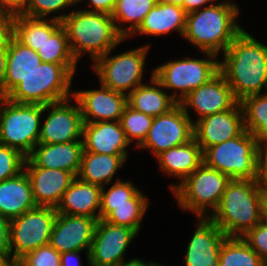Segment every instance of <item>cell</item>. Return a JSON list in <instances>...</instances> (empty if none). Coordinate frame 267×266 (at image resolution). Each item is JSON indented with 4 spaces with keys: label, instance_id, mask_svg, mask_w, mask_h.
<instances>
[{
    "label": "cell",
    "instance_id": "cell-1",
    "mask_svg": "<svg viewBox=\"0 0 267 266\" xmlns=\"http://www.w3.org/2000/svg\"><path fill=\"white\" fill-rule=\"evenodd\" d=\"M219 72L232 88L235 99L267 92V46L243 30L223 52Z\"/></svg>",
    "mask_w": 267,
    "mask_h": 266
},
{
    "label": "cell",
    "instance_id": "cell-2",
    "mask_svg": "<svg viewBox=\"0 0 267 266\" xmlns=\"http://www.w3.org/2000/svg\"><path fill=\"white\" fill-rule=\"evenodd\" d=\"M52 19L62 22L71 52L77 62L83 52L91 54L94 62L125 41L109 14L82 9L54 16Z\"/></svg>",
    "mask_w": 267,
    "mask_h": 266
},
{
    "label": "cell",
    "instance_id": "cell-3",
    "mask_svg": "<svg viewBox=\"0 0 267 266\" xmlns=\"http://www.w3.org/2000/svg\"><path fill=\"white\" fill-rule=\"evenodd\" d=\"M239 10L235 3L224 1L187 13L183 38L203 52L218 55L244 30L236 22Z\"/></svg>",
    "mask_w": 267,
    "mask_h": 266
},
{
    "label": "cell",
    "instance_id": "cell-4",
    "mask_svg": "<svg viewBox=\"0 0 267 266\" xmlns=\"http://www.w3.org/2000/svg\"><path fill=\"white\" fill-rule=\"evenodd\" d=\"M263 194L255 180L231 179L208 217L227 237H242L262 222Z\"/></svg>",
    "mask_w": 267,
    "mask_h": 266
},
{
    "label": "cell",
    "instance_id": "cell-5",
    "mask_svg": "<svg viewBox=\"0 0 267 266\" xmlns=\"http://www.w3.org/2000/svg\"><path fill=\"white\" fill-rule=\"evenodd\" d=\"M77 64H55L42 62L30 75L6 96L21 104L47 105L61 102L70 94V87Z\"/></svg>",
    "mask_w": 267,
    "mask_h": 266
},
{
    "label": "cell",
    "instance_id": "cell-6",
    "mask_svg": "<svg viewBox=\"0 0 267 266\" xmlns=\"http://www.w3.org/2000/svg\"><path fill=\"white\" fill-rule=\"evenodd\" d=\"M230 180L203 162L182 182L170 186L181 209L195 212L197 217H208L218 207Z\"/></svg>",
    "mask_w": 267,
    "mask_h": 266
},
{
    "label": "cell",
    "instance_id": "cell-7",
    "mask_svg": "<svg viewBox=\"0 0 267 266\" xmlns=\"http://www.w3.org/2000/svg\"><path fill=\"white\" fill-rule=\"evenodd\" d=\"M0 143L28 157L38 144L45 105L21 104L0 96Z\"/></svg>",
    "mask_w": 267,
    "mask_h": 266
},
{
    "label": "cell",
    "instance_id": "cell-8",
    "mask_svg": "<svg viewBox=\"0 0 267 266\" xmlns=\"http://www.w3.org/2000/svg\"><path fill=\"white\" fill-rule=\"evenodd\" d=\"M260 144L246 129L230 140L208 147L203 162L230 179L255 180Z\"/></svg>",
    "mask_w": 267,
    "mask_h": 266
},
{
    "label": "cell",
    "instance_id": "cell-9",
    "mask_svg": "<svg viewBox=\"0 0 267 266\" xmlns=\"http://www.w3.org/2000/svg\"><path fill=\"white\" fill-rule=\"evenodd\" d=\"M208 59L186 58L170 61L153 70V76L164 89H173L171 97L180 103L190 92L208 83L219 73L216 54L204 52ZM178 90L180 91L178 96Z\"/></svg>",
    "mask_w": 267,
    "mask_h": 266
},
{
    "label": "cell",
    "instance_id": "cell-10",
    "mask_svg": "<svg viewBox=\"0 0 267 266\" xmlns=\"http://www.w3.org/2000/svg\"><path fill=\"white\" fill-rule=\"evenodd\" d=\"M56 216V208L37 206L10 220V258L13 263L49 244Z\"/></svg>",
    "mask_w": 267,
    "mask_h": 266
},
{
    "label": "cell",
    "instance_id": "cell-11",
    "mask_svg": "<svg viewBox=\"0 0 267 266\" xmlns=\"http://www.w3.org/2000/svg\"><path fill=\"white\" fill-rule=\"evenodd\" d=\"M149 45L128 50L110 57L108 52L96 59L93 69L98 74L100 85L129 95L142 83L146 55ZM128 91V92H127Z\"/></svg>",
    "mask_w": 267,
    "mask_h": 266
},
{
    "label": "cell",
    "instance_id": "cell-12",
    "mask_svg": "<svg viewBox=\"0 0 267 266\" xmlns=\"http://www.w3.org/2000/svg\"><path fill=\"white\" fill-rule=\"evenodd\" d=\"M193 120L177 103L168 112L153 117L146 139L139 147L151 149L155 156L161 152L188 143L194 138Z\"/></svg>",
    "mask_w": 267,
    "mask_h": 266
},
{
    "label": "cell",
    "instance_id": "cell-13",
    "mask_svg": "<svg viewBox=\"0 0 267 266\" xmlns=\"http://www.w3.org/2000/svg\"><path fill=\"white\" fill-rule=\"evenodd\" d=\"M137 234L131 228L99 219L90 249V266H119L125 261V251Z\"/></svg>",
    "mask_w": 267,
    "mask_h": 266
},
{
    "label": "cell",
    "instance_id": "cell-14",
    "mask_svg": "<svg viewBox=\"0 0 267 266\" xmlns=\"http://www.w3.org/2000/svg\"><path fill=\"white\" fill-rule=\"evenodd\" d=\"M67 99L61 102L45 105L48 115L40 127L38 143L57 144L82 141L83 120L79 103L71 106Z\"/></svg>",
    "mask_w": 267,
    "mask_h": 266
},
{
    "label": "cell",
    "instance_id": "cell-15",
    "mask_svg": "<svg viewBox=\"0 0 267 266\" xmlns=\"http://www.w3.org/2000/svg\"><path fill=\"white\" fill-rule=\"evenodd\" d=\"M97 220L85 216L57 213L49 244L60 254L86 250L90 266V249Z\"/></svg>",
    "mask_w": 267,
    "mask_h": 266
},
{
    "label": "cell",
    "instance_id": "cell-16",
    "mask_svg": "<svg viewBox=\"0 0 267 266\" xmlns=\"http://www.w3.org/2000/svg\"><path fill=\"white\" fill-rule=\"evenodd\" d=\"M245 130L240 102L231 109L208 115L193 124L194 139L204 152L208 147L239 136Z\"/></svg>",
    "mask_w": 267,
    "mask_h": 266
},
{
    "label": "cell",
    "instance_id": "cell-17",
    "mask_svg": "<svg viewBox=\"0 0 267 266\" xmlns=\"http://www.w3.org/2000/svg\"><path fill=\"white\" fill-rule=\"evenodd\" d=\"M100 89L73 92L79 103L83 123L120 121L127 104V95L116 92L103 85Z\"/></svg>",
    "mask_w": 267,
    "mask_h": 266
},
{
    "label": "cell",
    "instance_id": "cell-18",
    "mask_svg": "<svg viewBox=\"0 0 267 266\" xmlns=\"http://www.w3.org/2000/svg\"><path fill=\"white\" fill-rule=\"evenodd\" d=\"M238 101L225 77L219 72L208 83L190 92L181 102L185 113L189 116L188 107L197 112L201 118L231 109Z\"/></svg>",
    "mask_w": 267,
    "mask_h": 266
},
{
    "label": "cell",
    "instance_id": "cell-19",
    "mask_svg": "<svg viewBox=\"0 0 267 266\" xmlns=\"http://www.w3.org/2000/svg\"><path fill=\"white\" fill-rule=\"evenodd\" d=\"M198 220L186 247L185 266H219V252L227 235L209 217Z\"/></svg>",
    "mask_w": 267,
    "mask_h": 266
},
{
    "label": "cell",
    "instance_id": "cell-20",
    "mask_svg": "<svg viewBox=\"0 0 267 266\" xmlns=\"http://www.w3.org/2000/svg\"><path fill=\"white\" fill-rule=\"evenodd\" d=\"M37 206L56 208L63 193L76 178L71 172L55 168L24 167Z\"/></svg>",
    "mask_w": 267,
    "mask_h": 266
},
{
    "label": "cell",
    "instance_id": "cell-21",
    "mask_svg": "<svg viewBox=\"0 0 267 266\" xmlns=\"http://www.w3.org/2000/svg\"><path fill=\"white\" fill-rule=\"evenodd\" d=\"M83 141L69 143H38L26 158L24 167L55 168L77 176L81 163Z\"/></svg>",
    "mask_w": 267,
    "mask_h": 266
},
{
    "label": "cell",
    "instance_id": "cell-22",
    "mask_svg": "<svg viewBox=\"0 0 267 266\" xmlns=\"http://www.w3.org/2000/svg\"><path fill=\"white\" fill-rule=\"evenodd\" d=\"M83 150L97 154L127 155L130 144L120 121L83 123Z\"/></svg>",
    "mask_w": 267,
    "mask_h": 266
},
{
    "label": "cell",
    "instance_id": "cell-23",
    "mask_svg": "<svg viewBox=\"0 0 267 266\" xmlns=\"http://www.w3.org/2000/svg\"><path fill=\"white\" fill-rule=\"evenodd\" d=\"M101 191L102 187L83 182L76 177L63 193L56 211L67 215L95 218L98 221L100 219Z\"/></svg>",
    "mask_w": 267,
    "mask_h": 266
},
{
    "label": "cell",
    "instance_id": "cell-24",
    "mask_svg": "<svg viewBox=\"0 0 267 266\" xmlns=\"http://www.w3.org/2000/svg\"><path fill=\"white\" fill-rule=\"evenodd\" d=\"M37 207L25 171L0 182V216L12 220Z\"/></svg>",
    "mask_w": 267,
    "mask_h": 266
},
{
    "label": "cell",
    "instance_id": "cell-25",
    "mask_svg": "<svg viewBox=\"0 0 267 266\" xmlns=\"http://www.w3.org/2000/svg\"><path fill=\"white\" fill-rule=\"evenodd\" d=\"M156 158L162 172L182 182L203 163V151L193 138L184 145L161 152Z\"/></svg>",
    "mask_w": 267,
    "mask_h": 266
},
{
    "label": "cell",
    "instance_id": "cell-26",
    "mask_svg": "<svg viewBox=\"0 0 267 266\" xmlns=\"http://www.w3.org/2000/svg\"><path fill=\"white\" fill-rule=\"evenodd\" d=\"M184 8L174 4L157 3L145 16L142 23L131 35L145 34L160 36L176 30L181 36L186 28Z\"/></svg>",
    "mask_w": 267,
    "mask_h": 266
},
{
    "label": "cell",
    "instance_id": "cell-27",
    "mask_svg": "<svg viewBox=\"0 0 267 266\" xmlns=\"http://www.w3.org/2000/svg\"><path fill=\"white\" fill-rule=\"evenodd\" d=\"M127 157V155L97 154L83 150L76 177L83 182L105 187V184L111 183L112 178L124 165Z\"/></svg>",
    "mask_w": 267,
    "mask_h": 266
},
{
    "label": "cell",
    "instance_id": "cell-28",
    "mask_svg": "<svg viewBox=\"0 0 267 266\" xmlns=\"http://www.w3.org/2000/svg\"><path fill=\"white\" fill-rule=\"evenodd\" d=\"M150 79V85L141 84L127 95V104L138 112L157 117L168 112L177 102L164 92V87L153 76V71Z\"/></svg>",
    "mask_w": 267,
    "mask_h": 266
},
{
    "label": "cell",
    "instance_id": "cell-29",
    "mask_svg": "<svg viewBox=\"0 0 267 266\" xmlns=\"http://www.w3.org/2000/svg\"><path fill=\"white\" fill-rule=\"evenodd\" d=\"M42 60L36 51L12 38L7 50V66L4 81L6 97L25 77L30 75Z\"/></svg>",
    "mask_w": 267,
    "mask_h": 266
},
{
    "label": "cell",
    "instance_id": "cell-30",
    "mask_svg": "<svg viewBox=\"0 0 267 266\" xmlns=\"http://www.w3.org/2000/svg\"><path fill=\"white\" fill-rule=\"evenodd\" d=\"M47 19L23 14L14 16V38L37 52L45 42L46 35H53L62 26L60 21Z\"/></svg>",
    "mask_w": 267,
    "mask_h": 266
},
{
    "label": "cell",
    "instance_id": "cell-31",
    "mask_svg": "<svg viewBox=\"0 0 267 266\" xmlns=\"http://www.w3.org/2000/svg\"><path fill=\"white\" fill-rule=\"evenodd\" d=\"M148 205L145 195L138 191L130 199V204L101 205L100 219H104L114 225L131 228L138 233Z\"/></svg>",
    "mask_w": 267,
    "mask_h": 266
},
{
    "label": "cell",
    "instance_id": "cell-32",
    "mask_svg": "<svg viewBox=\"0 0 267 266\" xmlns=\"http://www.w3.org/2000/svg\"><path fill=\"white\" fill-rule=\"evenodd\" d=\"M245 129L262 145L267 143V92L240 101Z\"/></svg>",
    "mask_w": 267,
    "mask_h": 266
},
{
    "label": "cell",
    "instance_id": "cell-33",
    "mask_svg": "<svg viewBox=\"0 0 267 266\" xmlns=\"http://www.w3.org/2000/svg\"><path fill=\"white\" fill-rule=\"evenodd\" d=\"M156 4V0H117L112 13L117 31L127 39L139 27L145 16ZM116 22L119 24L131 22V25L122 28Z\"/></svg>",
    "mask_w": 267,
    "mask_h": 266
},
{
    "label": "cell",
    "instance_id": "cell-34",
    "mask_svg": "<svg viewBox=\"0 0 267 266\" xmlns=\"http://www.w3.org/2000/svg\"><path fill=\"white\" fill-rule=\"evenodd\" d=\"M264 263L242 237H227L219 252V266H262Z\"/></svg>",
    "mask_w": 267,
    "mask_h": 266
},
{
    "label": "cell",
    "instance_id": "cell-35",
    "mask_svg": "<svg viewBox=\"0 0 267 266\" xmlns=\"http://www.w3.org/2000/svg\"><path fill=\"white\" fill-rule=\"evenodd\" d=\"M42 62L55 64H78L71 52L65 28L61 26L37 51Z\"/></svg>",
    "mask_w": 267,
    "mask_h": 266
},
{
    "label": "cell",
    "instance_id": "cell-36",
    "mask_svg": "<svg viewBox=\"0 0 267 266\" xmlns=\"http://www.w3.org/2000/svg\"><path fill=\"white\" fill-rule=\"evenodd\" d=\"M152 120V116L138 112L127 105L121 115L120 123L129 143L136 139L137 148L140 147L146 139Z\"/></svg>",
    "mask_w": 267,
    "mask_h": 266
},
{
    "label": "cell",
    "instance_id": "cell-37",
    "mask_svg": "<svg viewBox=\"0 0 267 266\" xmlns=\"http://www.w3.org/2000/svg\"><path fill=\"white\" fill-rule=\"evenodd\" d=\"M26 158L20 151L0 143V182L24 171Z\"/></svg>",
    "mask_w": 267,
    "mask_h": 266
},
{
    "label": "cell",
    "instance_id": "cell-38",
    "mask_svg": "<svg viewBox=\"0 0 267 266\" xmlns=\"http://www.w3.org/2000/svg\"><path fill=\"white\" fill-rule=\"evenodd\" d=\"M138 188L130 181L117 179L112 186L106 190L102 187L101 205L130 204V199L138 192Z\"/></svg>",
    "mask_w": 267,
    "mask_h": 266
},
{
    "label": "cell",
    "instance_id": "cell-39",
    "mask_svg": "<svg viewBox=\"0 0 267 266\" xmlns=\"http://www.w3.org/2000/svg\"><path fill=\"white\" fill-rule=\"evenodd\" d=\"M76 0H26L23 15L46 19L53 12L76 5ZM47 16V17H46Z\"/></svg>",
    "mask_w": 267,
    "mask_h": 266
},
{
    "label": "cell",
    "instance_id": "cell-40",
    "mask_svg": "<svg viewBox=\"0 0 267 266\" xmlns=\"http://www.w3.org/2000/svg\"><path fill=\"white\" fill-rule=\"evenodd\" d=\"M61 254L50 244L28 253L17 264L19 266H60Z\"/></svg>",
    "mask_w": 267,
    "mask_h": 266
},
{
    "label": "cell",
    "instance_id": "cell-41",
    "mask_svg": "<svg viewBox=\"0 0 267 266\" xmlns=\"http://www.w3.org/2000/svg\"><path fill=\"white\" fill-rule=\"evenodd\" d=\"M242 238L252 250L267 262V224L261 222L255 225Z\"/></svg>",
    "mask_w": 267,
    "mask_h": 266
},
{
    "label": "cell",
    "instance_id": "cell-42",
    "mask_svg": "<svg viewBox=\"0 0 267 266\" xmlns=\"http://www.w3.org/2000/svg\"><path fill=\"white\" fill-rule=\"evenodd\" d=\"M255 182L263 193H267V143L260 145Z\"/></svg>",
    "mask_w": 267,
    "mask_h": 266
},
{
    "label": "cell",
    "instance_id": "cell-43",
    "mask_svg": "<svg viewBox=\"0 0 267 266\" xmlns=\"http://www.w3.org/2000/svg\"><path fill=\"white\" fill-rule=\"evenodd\" d=\"M14 37V16L0 14V51H7Z\"/></svg>",
    "mask_w": 267,
    "mask_h": 266
},
{
    "label": "cell",
    "instance_id": "cell-44",
    "mask_svg": "<svg viewBox=\"0 0 267 266\" xmlns=\"http://www.w3.org/2000/svg\"><path fill=\"white\" fill-rule=\"evenodd\" d=\"M10 221L0 216V254L10 256Z\"/></svg>",
    "mask_w": 267,
    "mask_h": 266
},
{
    "label": "cell",
    "instance_id": "cell-45",
    "mask_svg": "<svg viewBox=\"0 0 267 266\" xmlns=\"http://www.w3.org/2000/svg\"><path fill=\"white\" fill-rule=\"evenodd\" d=\"M26 0H0V14L16 16L24 13Z\"/></svg>",
    "mask_w": 267,
    "mask_h": 266
},
{
    "label": "cell",
    "instance_id": "cell-46",
    "mask_svg": "<svg viewBox=\"0 0 267 266\" xmlns=\"http://www.w3.org/2000/svg\"><path fill=\"white\" fill-rule=\"evenodd\" d=\"M80 1L82 0H76L77 3H79ZM116 1L117 0H89L90 3L88 6H92L93 8L87 11L112 15Z\"/></svg>",
    "mask_w": 267,
    "mask_h": 266
},
{
    "label": "cell",
    "instance_id": "cell-47",
    "mask_svg": "<svg viewBox=\"0 0 267 266\" xmlns=\"http://www.w3.org/2000/svg\"><path fill=\"white\" fill-rule=\"evenodd\" d=\"M80 252L83 251H71L62 253L60 256V266H82Z\"/></svg>",
    "mask_w": 267,
    "mask_h": 266
},
{
    "label": "cell",
    "instance_id": "cell-48",
    "mask_svg": "<svg viewBox=\"0 0 267 266\" xmlns=\"http://www.w3.org/2000/svg\"><path fill=\"white\" fill-rule=\"evenodd\" d=\"M216 0H183V8L186 13H190L195 10H199L214 4ZM210 4V5H207Z\"/></svg>",
    "mask_w": 267,
    "mask_h": 266
},
{
    "label": "cell",
    "instance_id": "cell-49",
    "mask_svg": "<svg viewBox=\"0 0 267 266\" xmlns=\"http://www.w3.org/2000/svg\"><path fill=\"white\" fill-rule=\"evenodd\" d=\"M7 66V51H0V96L4 97V81Z\"/></svg>",
    "mask_w": 267,
    "mask_h": 266
},
{
    "label": "cell",
    "instance_id": "cell-50",
    "mask_svg": "<svg viewBox=\"0 0 267 266\" xmlns=\"http://www.w3.org/2000/svg\"><path fill=\"white\" fill-rule=\"evenodd\" d=\"M152 264H153V262H147L146 263L141 259L133 258L127 262L124 261L119 266H151Z\"/></svg>",
    "mask_w": 267,
    "mask_h": 266
},
{
    "label": "cell",
    "instance_id": "cell-51",
    "mask_svg": "<svg viewBox=\"0 0 267 266\" xmlns=\"http://www.w3.org/2000/svg\"><path fill=\"white\" fill-rule=\"evenodd\" d=\"M262 222L267 224V193L262 197Z\"/></svg>",
    "mask_w": 267,
    "mask_h": 266
},
{
    "label": "cell",
    "instance_id": "cell-52",
    "mask_svg": "<svg viewBox=\"0 0 267 266\" xmlns=\"http://www.w3.org/2000/svg\"><path fill=\"white\" fill-rule=\"evenodd\" d=\"M13 264L10 256L0 254V266H11Z\"/></svg>",
    "mask_w": 267,
    "mask_h": 266
},
{
    "label": "cell",
    "instance_id": "cell-53",
    "mask_svg": "<svg viewBox=\"0 0 267 266\" xmlns=\"http://www.w3.org/2000/svg\"><path fill=\"white\" fill-rule=\"evenodd\" d=\"M160 4H174L183 8V0H156Z\"/></svg>",
    "mask_w": 267,
    "mask_h": 266
},
{
    "label": "cell",
    "instance_id": "cell-54",
    "mask_svg": "<svg viewBox=\"0 0 267 266\" xmlns=\"http://www.w3.org/2000/svg\"><path fill=\"white\" fill-rule=\"evenodd\" d=\"M151 266H165V265H161V264H156V263H153Z\"/></svg>",
    "mask_w": 267,
    "mask_h": 266
},
{
    "label": "cell",
    "instance_id": "cell-55",
    "mask_svg": "<svg viewBox=\"0 0 267 266\" xmlns=\"http://www.w3.org/2000/svg\"><path fill=\"white\" fill-rule=\"evenodd\" d=\"M11 266H19L17 263H13Z\"/></svg>",
    "mask_w": 267,
    "mask_h": 266
}]
</instances>
